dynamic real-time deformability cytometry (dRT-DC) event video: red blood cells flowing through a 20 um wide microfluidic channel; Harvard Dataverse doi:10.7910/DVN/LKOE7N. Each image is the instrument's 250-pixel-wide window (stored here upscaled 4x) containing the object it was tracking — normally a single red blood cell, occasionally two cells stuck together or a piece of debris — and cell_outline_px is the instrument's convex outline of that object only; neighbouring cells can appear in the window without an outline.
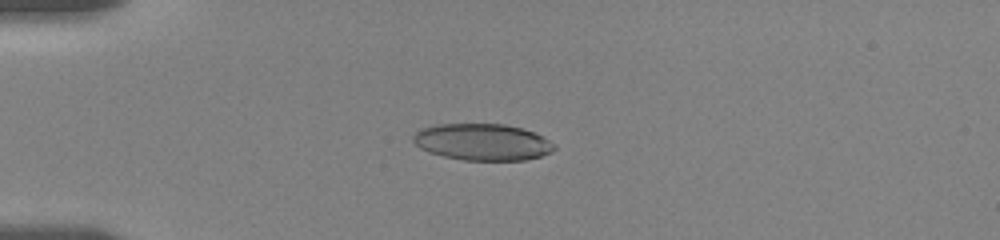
{"species": "human", "species_latin": "Homo sapiens", "temperature_condition": "room temperature", "stored_images_in_passage": 7, "camera_frame_rate_fps": 3000, "um_per_image_px": 0.085, "donor": {"sex": "female"}, "frame": {"image": 1, "passage_image": 5, "time_ms": 4.0, "image_size_px": [1000, 240], "cell_outline_px": [[556, 148], [552, 152], [540, 156], [524, 160], [464, 160], [444, 156], [420, 148], [412, 140], [412, 136], [416, 132], [424, 128], [440, 124], [504, 124], [520, 128], [532, 132], [556, 144]], "centroid_in_image_um": [41.02, 12.08], "position_along_channel_um": 44.0, "area_um2": 29.77}}
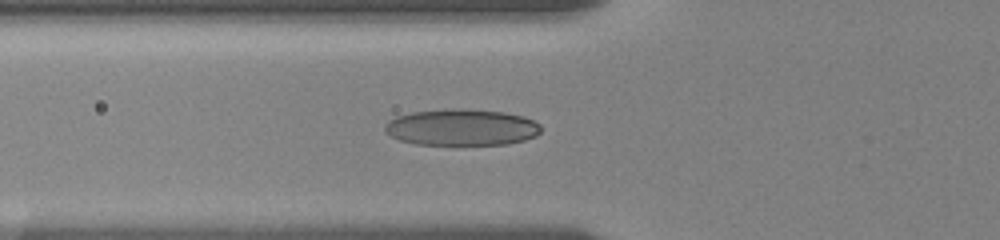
{"frame": {"image": 2, "passage_image": 7, "time_ms": 6.0, "image_size_px": [1000, 240], "cell_outline_px": [[540, 132], [536, 136], [524, 140], [508, 144], [416, 144], [400, 140], [384, 132], [384, 124], [388, 120], [396, 116], [412, 112], [452, 108], [464, 108], [504, 112], [524, 116], [540, 124]], "centroid_in_image_um": [39.22, 10.81], "position_along_channel_um": 86.6, "area_um2": 33.29}}